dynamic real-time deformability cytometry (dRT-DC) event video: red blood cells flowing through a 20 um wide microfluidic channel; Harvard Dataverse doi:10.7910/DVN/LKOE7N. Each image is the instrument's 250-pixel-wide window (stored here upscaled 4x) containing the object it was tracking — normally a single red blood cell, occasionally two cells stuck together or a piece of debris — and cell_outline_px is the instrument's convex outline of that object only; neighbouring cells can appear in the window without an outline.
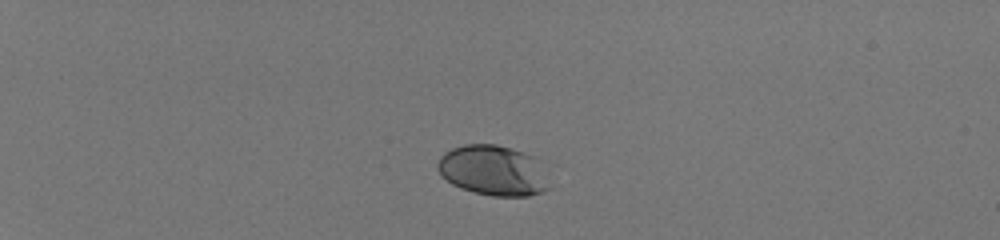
{"species": "human", "species_latin": "Homo sapiens", "temperature_condition": "room temperature", "stored_images_in_passage": 40, "camera_frame_rate_fps": 3000, "um_per_image_px": 0.085, "donor": {"sex": "male"}, "frame": {"image": 1, "passage_image": 1, "time_ms": 0.0, "image_size_px": [1000, 240], "cell_outline_px": [[552, 188], [544, 192], [528, 196], [492, 196], [460, 188], [452, 184], [440, 176], [436, 168], [436, 164], [440, 156], [444, 152], [452, 148], [464, 144], [496, 144], [512, 148], [532, 156]], "centroid_in_image_um": [41.85, 14.5], "position_along_channel_um": 43.2, "area_um2": 32.71}}
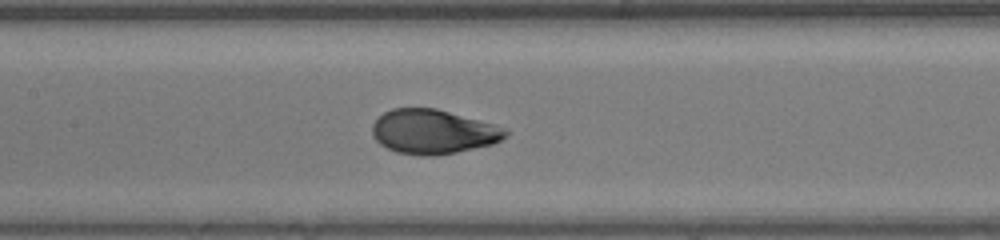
{"frame": {"image": 2, "passage_image": 17, "time_ms": 5.333, "image_size_px": [1000, 240], "cell_outline_px": [[508, 136], [492, 144], [456, 152], [436, 156], [420, 156], [396, 152], [380, 144], [372, 136], [372, 124], [384, 112], [392, 108], [436, 108], [508, 128]], "centroid_in_image_um": [36.81, 11.2], "position_along_channel_um": 170.6, "area_um2": 34.56}}
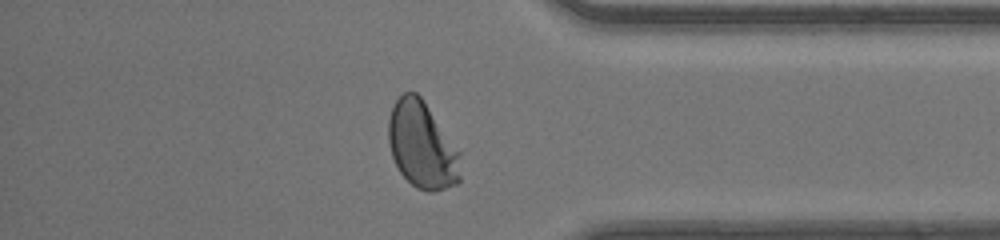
{"frame": {"image": 3, "passage_image": 34, "time_ms": 11.0, "image_size_px": [1000, 240], "cell_outline_px": [[460, 180], [456, 184], [432, 192], [428, 192], [416, 188], [400, 172], [392, 156], [388, 144], [388, 120], [392, 108], [396, 100], [404, 92], [416, 92], [420, 96], [460, 152]], "centroid_in_image_um": [35.86, 12.36], "position_along_channel_um": 399.3, "area_um2": 36.13}, "authors_computed_cell_mechanics": {"area_um2": 34.5644, "velocity_mm_per_s": 4.1407, "shape_relaxation_time_tau1_ms": 2.9262, "shape_relaxation_time_tau2_ms": null, "deformation_change_tau1": 0.1572, "deformation_change_tau2": null}}